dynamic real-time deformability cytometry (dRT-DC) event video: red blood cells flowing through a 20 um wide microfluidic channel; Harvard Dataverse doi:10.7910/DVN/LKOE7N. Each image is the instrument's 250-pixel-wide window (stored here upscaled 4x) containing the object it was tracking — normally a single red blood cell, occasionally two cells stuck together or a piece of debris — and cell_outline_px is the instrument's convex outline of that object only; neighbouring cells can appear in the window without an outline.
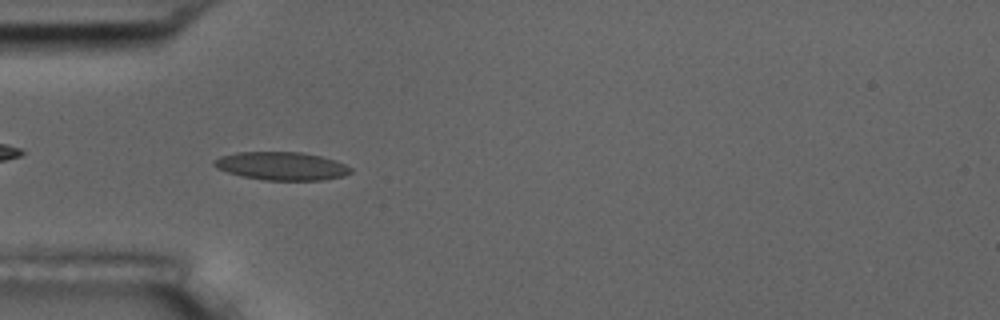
{"species": "common noctule bat (a hibernating species)", "species_latin": "Nyctalus noctula", "temperature_condition": "room temperature", "stored_images_in_passage": 4, "camera_frame_rate_fps": 3000, "um_per_image_px": 0.085, "animal": {"sex": "male", "body_mass_g": 17.5, "forearm_length_mm": 52.3}, "frame": {"image": 1, "passage_image": 3, "time_ms": 2.667, "image_size_px": [1000, 320], "cell_outline_px": [[352, 172], [344, 176], [320, 180], [264, 180], [244, 176], [228, 172], [216, 168], [212, 164], [212, 160], [220, 156], [236, 152], [300, 152], [320, 156], [336, 160], [352, 168]], "centroid_in_image_um": [23.92, 14.11], "position_along_channel_um": 61.1, "area_um2": 22.43}}